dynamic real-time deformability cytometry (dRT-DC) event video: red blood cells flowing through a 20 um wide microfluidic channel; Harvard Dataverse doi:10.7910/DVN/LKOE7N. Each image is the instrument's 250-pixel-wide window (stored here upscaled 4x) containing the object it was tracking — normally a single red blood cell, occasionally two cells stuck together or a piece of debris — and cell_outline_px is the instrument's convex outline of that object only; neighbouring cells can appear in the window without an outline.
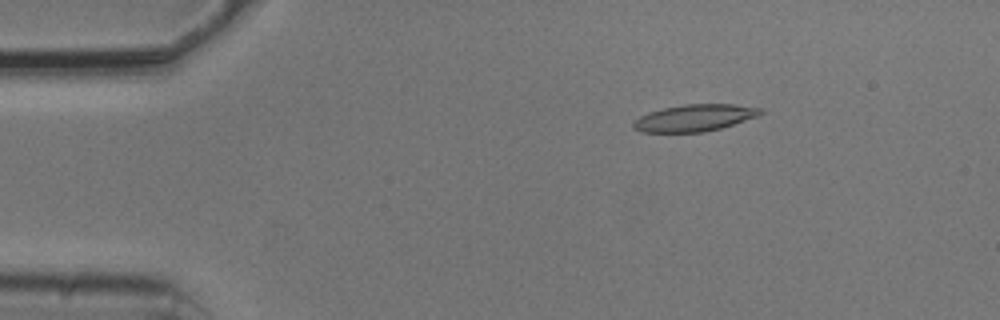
{"species": "common noctule bat (a hibernating species)", "species_latin": "Nyctalus noctula", "temperature_condition": "cold", "stored_images_in_passage": 48, "camera_frame_rate_fps": 3000, "um_per_image_px": 0.085, "animal": {"sex": "male", "body_mass_g": 20.5, "forearm_length_mm": 52.5}, "frame": {"image": 1, "passage_image": 3, "time_ms": 0.667, "image_size_px": [1000, 320], "cell_outline_px": [[764, 112], [760, 116], [720, 128], [704, 132], [640, 132], [632, 124], [640, 116], [648, 112], [664, 108], [684, 104], [732, 104], [764, 108]], "centroid_in_image_um": [59.1, 10.01], "position_along_channel_um": 25.9, "area_um2": 19.88}}
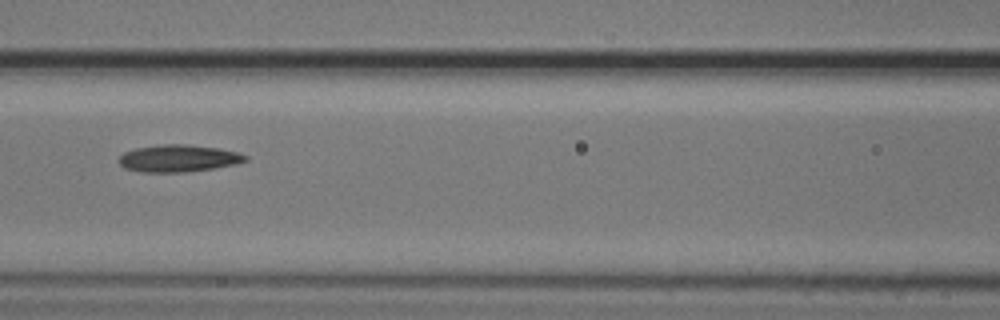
{"frame": {"image": 2, "passage_image": 18, "time_ms": 5.667, "image_size_px": [1000, 320], "cell_outline_px": [[248, 160], [236, 164], [216, 168], [184, 172], [140, 172], [124, 168], [120, 164], [120, 156], [124, 152], [136, 148], [164, 144], [184, 144], [220, 148], [236, 152], [248, 156]], "centroid_in_image_um": [15.19, 13.46], "position_along_channel_um": 151.4, "area_um2": 20.0}}
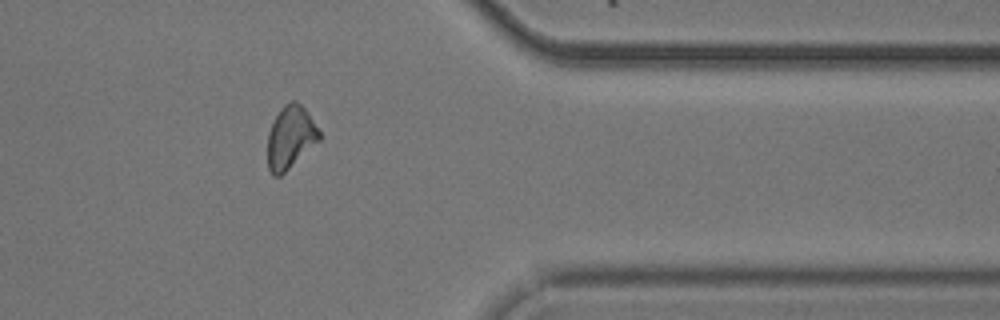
{"frame": {"image": 3, "passage_image": 38, "time_ms": 12.333, "image_size_px": [1000, 320], "cell_outline_px": [[320, 140], [280, 176], [272, 176], [268, 168], [268, 132], [280, 108], [284, 104], [292, 100], [296, 100], [308, 112], [320, 132]], "centroid_in_image_um": [24.68, 11.66], "position_along_channel_um": 386.7, "area_um2": 18.79}, "authors_computed_cell_mechanics": {"area_um2": 19.5075, "velocity_mm_per_s": 3.7574, "shape_relaxation_time_tau1_ms": 9.5633, "shape_relaxation_time_tau2_ms": 5.5053, "deformation_change_tau1": 0.2197, "deformation_change_tau2": 0.1598}}